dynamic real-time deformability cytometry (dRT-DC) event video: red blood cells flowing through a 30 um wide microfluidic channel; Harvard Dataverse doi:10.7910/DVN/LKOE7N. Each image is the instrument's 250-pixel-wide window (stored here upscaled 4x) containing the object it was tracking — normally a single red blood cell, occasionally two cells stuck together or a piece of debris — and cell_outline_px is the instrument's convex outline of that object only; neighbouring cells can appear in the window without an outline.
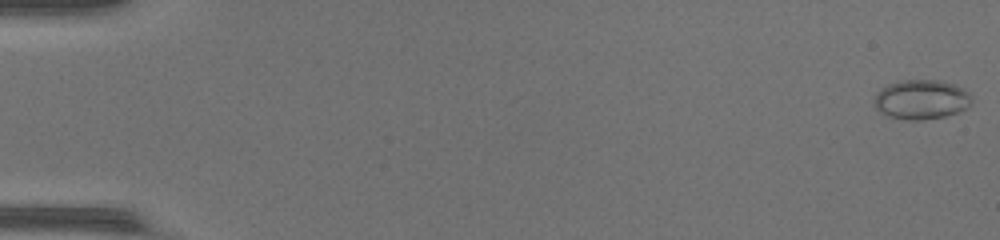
{"species": "common noctule bat (a hibernating species)", "species_latin": "Nyctalus noctula", "temperature_condition": "warm", "stored_images_in_passage": 48, "camera_frame_rate_fps": 3000, "um_per_image_px": 0.085, "animal": {"sex": "female", "body_mass_g": 17.0, "forearm_length_mm": 48.0}, "frame": {"image": 1, "passage_image": 1, "time_ms": 0.0, "image_size_px": [1000, 240], "cell_outline_px": [[972, 100], [964, 108], [956, 112], [944, 116], [924, 120], [908, 120], [888, 116], [880, 112], [876, 108], [872, 100], [876, 92], [880, 88], [888, 84], [900, 80], [940, 80], [956, 84], [964, 88], [972, 96]], "centroid_in_image_um": [78.27, 8.44], "position_along_channel_um": 6.7, "area_um2": 22.66}}
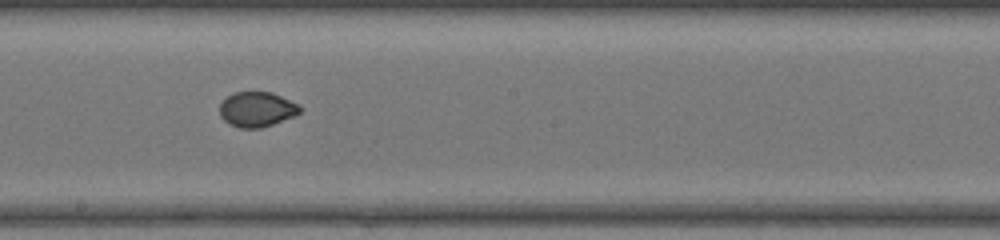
{"frame": {"image": 2, "passage_image": 28, "time_ms": 9.0, "image_size_px": [1000, 240], "cell_outline_px": [[300, 112], [292, 116], [272, 124], [260, 128], [240, 128], [228, 124], [220, 116], [220, 104], [228, 96], [236, 92], [272, 92], [300, 104]], "centroid_in_image_um": [21.82, 9.29], "position_along_channel_um": 226.4, "area_um2": 16.24}}
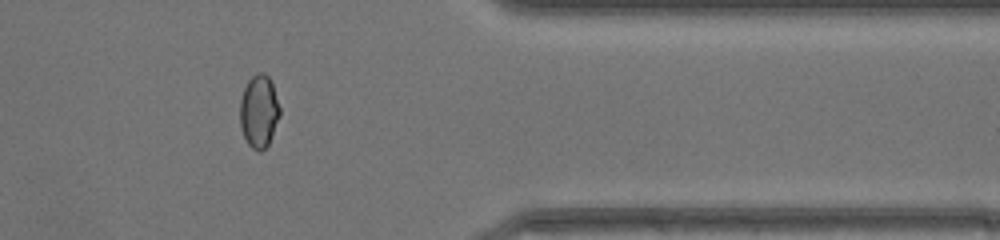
{"frame": {"image": 3, "passage_image": 40, "time_ms": 13.0, "image_size_px": [1000, 240], "cell_outline_px": [[280, 112], [268, 144], [260, 152], [252, 148], [248, 144], [240, 128], [240, 100], [244, 88], [248, 80], [256, 72], [264, 72], [272, 80], [280, 108]], "centroid_in_image_um": [22.0, 9.42], "position_along_channel_um": 389.4, "area_um2": 16.88}}